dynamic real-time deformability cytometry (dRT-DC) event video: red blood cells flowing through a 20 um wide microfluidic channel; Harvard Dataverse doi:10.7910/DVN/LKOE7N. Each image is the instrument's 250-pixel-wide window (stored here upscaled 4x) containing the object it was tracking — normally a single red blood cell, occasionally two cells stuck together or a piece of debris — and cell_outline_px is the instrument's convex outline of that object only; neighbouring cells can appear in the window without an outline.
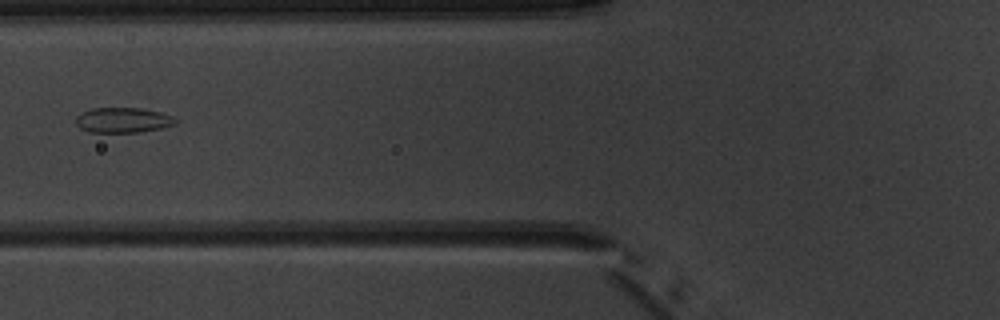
{"species": "common noctule bat (a hibernating species)", "species_latin": "Nyctalus noctula", "temperature_condition": "warm", "stored_images_in_passage": 7, "camera_frame_rate_fps": 3000, "um_per_image_px": 0.085, "animal": {"sex": "male", "body_mass_g": 20.1, "forearm_length_mm": 53.5}, "frame": {"image": 1, "passage_image": 7, "time_ms": 7.0, "image_size_px": [1000, 320], "cell_outline_px": [[176, 124], [160, 128], [140, 132], [88, 132], [80, 128], [76, 124], [76, 116], [92, 108], [140, 108], [160, 112], [172, 116], [176, 120]], "centroid_in_image_um": [10.44, 10.21], "position_along_channel_um": 115.4, "area_um2": 14.51}}